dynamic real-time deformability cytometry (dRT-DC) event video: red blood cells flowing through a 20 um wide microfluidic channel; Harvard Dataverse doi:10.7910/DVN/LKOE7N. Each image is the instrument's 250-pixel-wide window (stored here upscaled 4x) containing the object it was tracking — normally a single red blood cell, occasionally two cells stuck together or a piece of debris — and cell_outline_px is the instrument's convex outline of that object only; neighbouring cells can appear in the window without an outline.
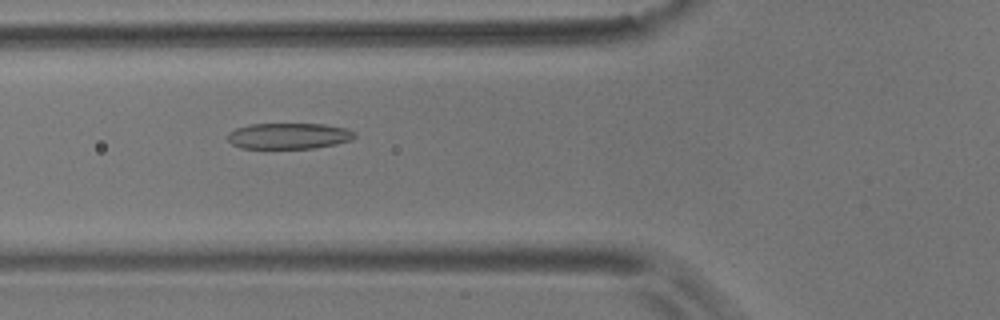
{"species": "common noctule bat (a hibernating species)", "species_latin": "Nyctalus noctula", "temperature_condition": "room temperature", "stored_images_in_passage": 55, "camera_frame_rate_fps": 3000, "um_per_image_px": 0.085, "animal": {"sex": "male", "body_mass_g": 17.9}, "frame": {"image": 1, "passage_image": 20, "time_ms": 6.333, "image_size_px": [1000, 320], "cell_outline_px": [[356, 136], [352, 140], [336, 144], [316, 148], [240, 148], [232, 144], [228, 140], [228, 132], [236, 128], [252, 124], [324, 124], [348, 128], [356, 132]], "centroid_in_image_um": [24.59, 11.55], "position_along_channel_um": 101.2, "area_um2": 19.36}}
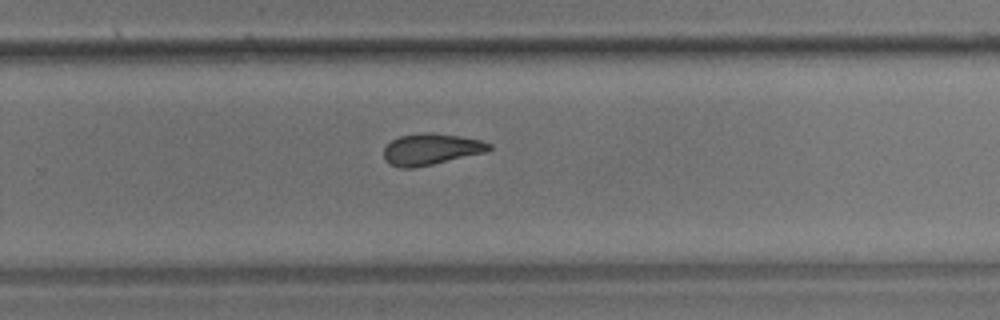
{"frame": {"image": 2, "passage_image": 36, "time_ms": 11.667, "image_size_px": [1000, 320], "cell_outline_px": [[492, 148], [484, 152], [432, 164], [412, 168], [400, 168], [388, 164], [384, 160], [384, 148], [392, 140], [400, 136], [420, 132], [432, 132], [460, 136], [480, 140], [492, 144]], "centroid_in_image_um": [36.6, 12.67], "position_along_channel_um": 293.2, "area_um2": 19.19}}
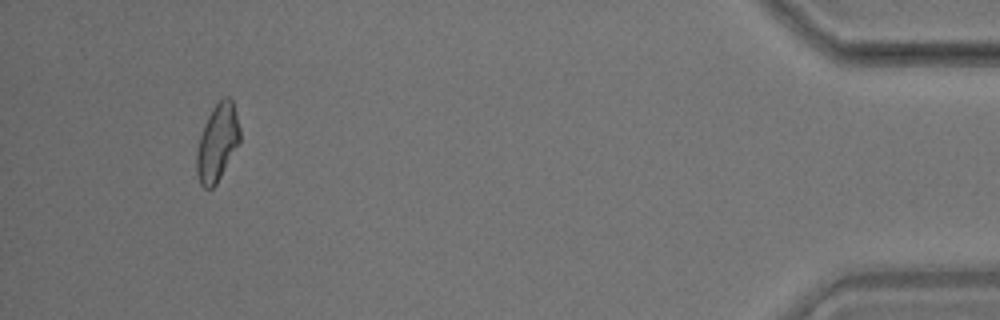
{"frame": {"image": 3, "passage_image": 52, "time_ms": 17.0, "image_size_px": [1000, 320], "cell_outline_px": [[240, 144], [216, 184], [212, 188], [204, 188], [200, 184], [196, 172], [196, 152], [200, 136], [204, 124], [212, 108], [224, 96], [228, 96], [232, 100], [240, 128]], "centroid_in_image_um": [18.48, 12.13], "position_along_channel_um": 416.7, "area_um2": 19.54}, "authors_computed_cell_mechanics": {"area_um2": 19.7098, "velocity_mm_per_s": 3.5974, "shape_relaxation_time_tau1_ms": 8.8968, "shape_relaxation_time_tau2_ms": 2.4894, "deformation_change_tau1": 0.193, "deformation_change_tau2": 0.1053}}